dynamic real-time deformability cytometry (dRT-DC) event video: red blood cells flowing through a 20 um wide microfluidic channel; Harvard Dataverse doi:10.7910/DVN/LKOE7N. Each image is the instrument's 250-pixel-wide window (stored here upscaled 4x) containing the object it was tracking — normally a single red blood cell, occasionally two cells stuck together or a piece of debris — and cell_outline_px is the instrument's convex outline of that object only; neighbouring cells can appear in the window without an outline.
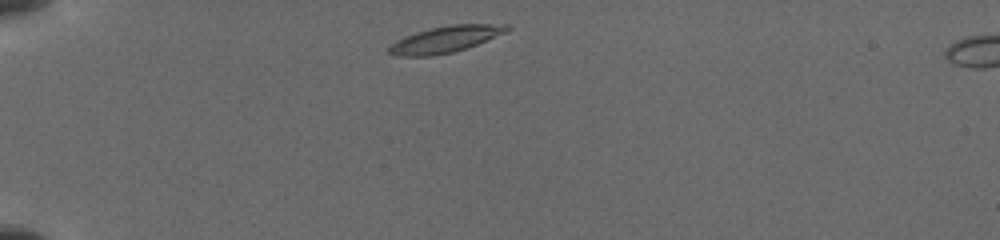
{"species": "common noctule bat (a hibernating species)", "species_latin": "Nyctalus noctula", "temperature_condition": "cold", "stored_images_in_passage": 37, "camera_frame_rate_fps": 3000, "um_per_image_px": 0.085, "animal": {"sex": "female", "body_mass_g": 19.5, "forearm_length_mm": 54.1}, "frame": {"image": 1, "passage_image": 1, "time_ms": 0.0, "image_size_px": [1000, 240], "cell_outline_px": [[512, 28], [504, 32], [476, 44], [452, 52], [432, 56], [396, 56], [388, 52], [388, 48], [396, 40], [404, 36], [416, 32], [432, 28], [452, 24], [508, 24]], "centroid_in_image_um": [37.82, 3.34], "position_along_channel_um": 47.2, "area_um2": 17.86}}
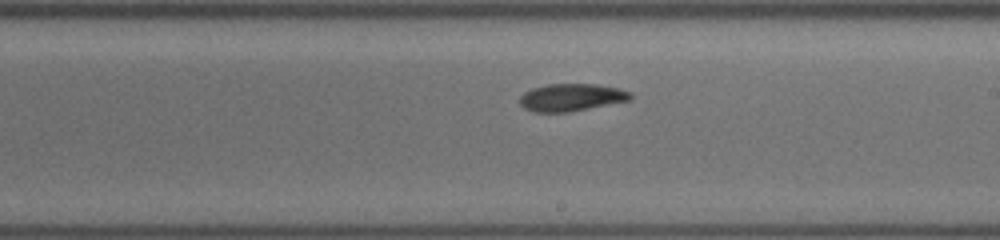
{"frame": {"image": 2, "passage_image": 18, "time_ms": 6.0, "image_size_px": [1000, 240], "cell_outline_px": [[632, 96], [628, 100], [564, 112], [536, 112], [524, 108], [520, 104], [520, 96], [524, 92], [532, 88], [548, 84], [596, 84], [616, 88], [632, 92]], "centroid_in_image_um": [48.51, 8.26], "position_along_channel_um": 240.5, "area_um2": 17.28}}
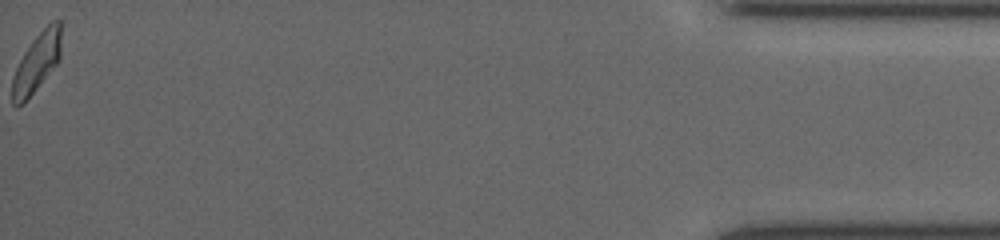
{"frame": {"image": 3, "passage_image": 37, "time_ms": 13.0, "image_size_px": [1000, 240], "cell_outline_px": [[60, 60], [24, 104], [16, 108], [12, 104], [12, 76], [24, 52], [32, 40], [52, 20], [60, 20]], "centroid_in_image_um": [3.1, 5.37], "position_along_channel_um": 432.1, "area_um2": 16.82}}